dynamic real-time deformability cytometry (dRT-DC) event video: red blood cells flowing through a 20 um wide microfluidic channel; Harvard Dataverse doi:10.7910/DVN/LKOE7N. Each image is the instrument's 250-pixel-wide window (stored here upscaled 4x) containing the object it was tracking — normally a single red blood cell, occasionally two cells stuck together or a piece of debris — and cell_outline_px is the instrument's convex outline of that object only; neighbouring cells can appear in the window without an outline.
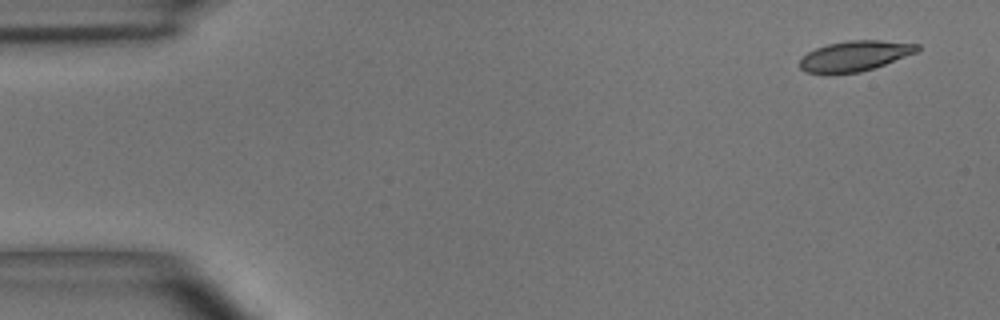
{"species": "common noctule bat (a hibernating species)", "species_latin": "Nyctalus noctula", "temperature_condition": "room temperature", "stored_images_in_passage": 5, "camera_frame_rate_fps": 3000, "um_per_image_px": 0.085, "animal": {"sex": "male", "body_mass_g": 15.6}, "frame": {"image": 1, "passage_image": 1, "time_ms": 0.0, "image_size_px": [1000, 320], "cell_outline_px": [[920, 48], [916, 52], [884, 64], [860, 72], [804, 72], [800, 68], [800, 60], [808, 52], [816, 48], [828, 44], [848, 40], [880, 40], [920, 44]], "centroid_in_image_um": [72.68, 4.73], "position_along_channel_um": 12.3, "area_um2": 20.23}}
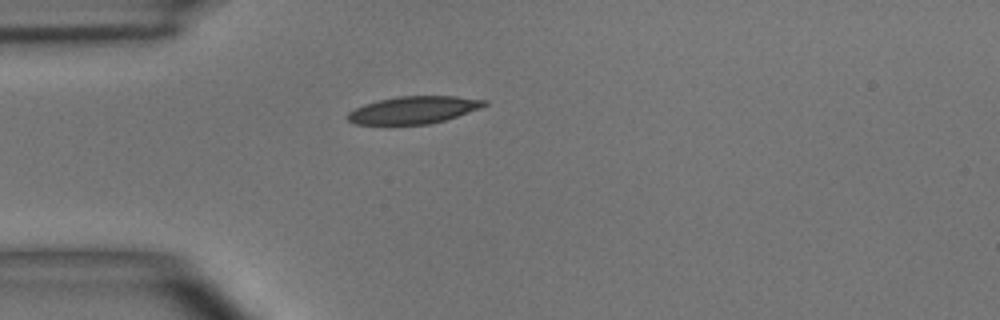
{"frame": {"image": 2, "passage_image": 4, "time_ms": 3.667, "image_size_px": [1000, 320], "cell_outline_px": [[488, 104], [480, 108], [444, 120], [428, 124], [356, 124], [348, 120], [348, 112], [364, 104], [396, 96], [456, 96], [488, 100]], "centroid_in_image_um": [35.18, 9.33], "position_along_channel_um": 49.8, "area_um2": 21.56}}